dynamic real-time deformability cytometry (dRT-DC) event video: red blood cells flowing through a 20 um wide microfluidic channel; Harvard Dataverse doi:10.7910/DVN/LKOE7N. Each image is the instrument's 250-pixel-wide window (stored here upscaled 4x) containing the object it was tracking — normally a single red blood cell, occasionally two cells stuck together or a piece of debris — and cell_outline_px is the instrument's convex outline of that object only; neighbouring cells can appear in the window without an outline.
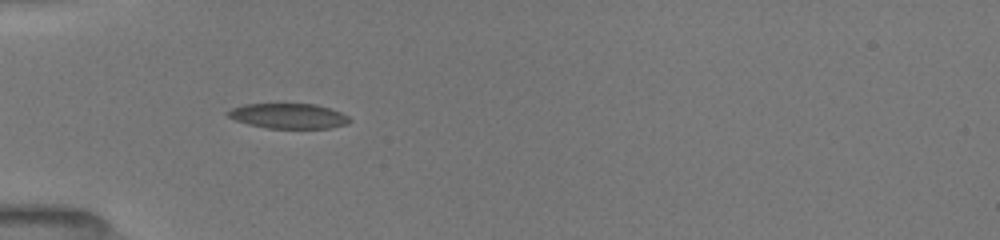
{"species": "common noctule bat (a hibernating species)", "species_latin": "Nyctalus noctula", "temperature_condition": "room temperature", "stored_images_in_passage": 18, "camera_frame_rate_fps": 3000, "um_per_image_px": 0.085, "animal": {"sex": "female", "body_mass_g": 19.5, "forearm_length_mm": 54.1}, "frame": {"image": 1, "passage_image": 1, "time_ms": 0.0, "image_size_px": [1000, 240], "cell_outline_px": [[352, 120], [348, 124], [332, 128], [268, 128], [248, 124], [236, 120], [228, 116], [224, 112], [232, 108], [244, 104], [316, 104], [340, 112], [348, 116]], "centroid_in_image_um": [24.53, 9.86], "position_along_channel_um": 60.5, "area_um2": 17.8}}
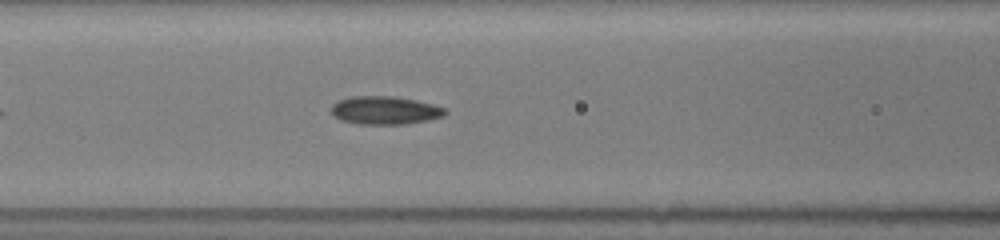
{"frame": {"image": 2, "passage_image": 7, "time_ms": 2.0, "image_size_px": [1000, 240], "cell_outline_px": [[448, 112], [444, 116], [428, 120], [408, 124], [356, 124], [340, 120], [332, 112], [332, 104], [340, 100], [352, 96], [392, 96], [432, 104], [444, 108]], "centroid_in_image_um": [32.72, 9.39], "position_along_channel_um": 133.9, "area_um2": 18.55}}
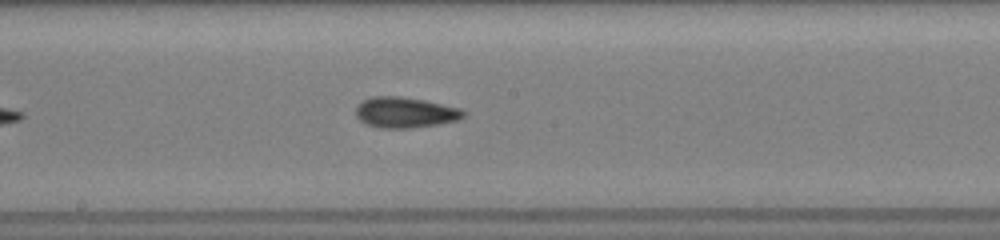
{"frame": {"image": 3, "passage_image": 13, "time_ms": 4.0, "image_size_px": [1000, 240], "cell_outline_px": [[464, 116], [456, 120], [436, 124], [412, 128], [380, 128], [368, 124], [360, 120], [356, 116], [356, 108], [364, 100], [372, 96], [400, 96], [424, 100], [460, 108], [464, 112]], "centroid_in_image_um": [34.41, 9.55], "position_along_channel_um": 213.8, "area_um2": 18.96}}